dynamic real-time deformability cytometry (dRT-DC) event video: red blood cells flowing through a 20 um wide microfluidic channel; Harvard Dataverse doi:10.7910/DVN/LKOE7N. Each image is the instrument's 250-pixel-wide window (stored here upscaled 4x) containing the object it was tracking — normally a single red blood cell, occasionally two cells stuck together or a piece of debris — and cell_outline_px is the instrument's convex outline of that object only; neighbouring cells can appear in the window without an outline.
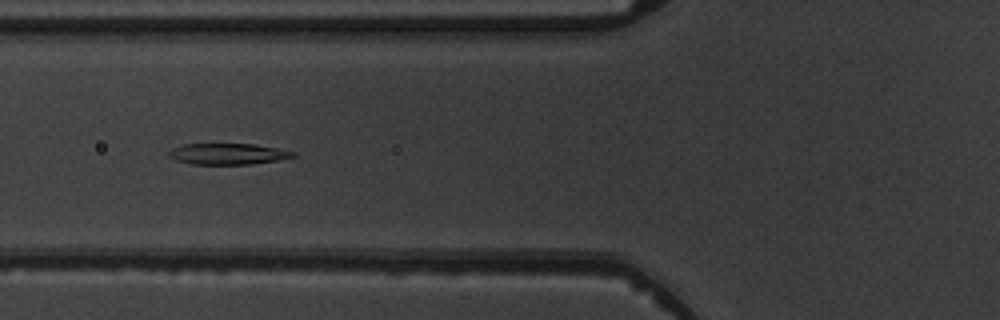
{"species": "common noctule bat (a hibernating species)", "species_latin": "Nyctalus noctula", "temperature_condition": "warm", "stored_images_in_passage": 8, "camera_frame_rate_fps": 3000, "um_per_image_px": 0.085, "animal": {"sex": "male", "body_mass_g": 19.5, "forearm_length_mm": 54.6}, "frame": {"image": 1, "passage_image": 7, "time_ms": 7.667, "image_size_px": [1000, 320], "cell_outline_px": [[296, 156], [276, 160], [252, 164], [192, 164], [176, 160], [168, 156], [168, 152], [172, 148], [184, 144], [252, 144], [276, 148], [296, 152]], "centroid_in_image_um": [19.34, 13.08], "position_along_channel_um": 106.5, "area_um2": 15.14}}
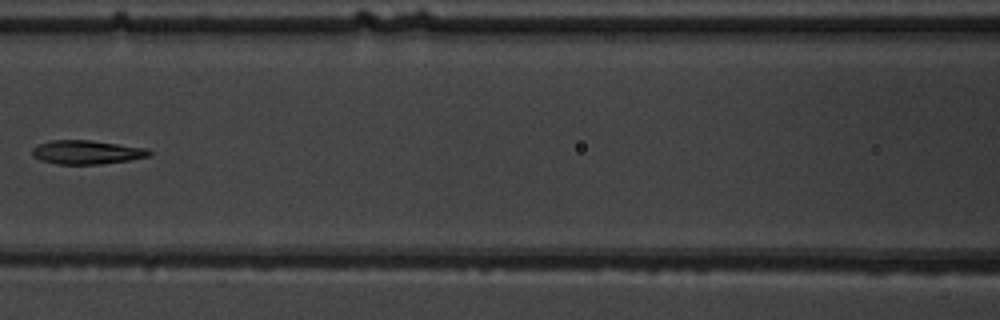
{"frame": {"image": 2, "passage_image": 8, "time_ms": 9.0, "image_size_px": [1000, 320], "cell_outline_px": [[152, 152], [148, 156], [128, 160], [100, 164], [56, 164], [40, 160], [32, 156], [32, 148], [40, 144], [52, 140], [88, 140], [148, 148]], "centroid_in_image_um": [7.35, 12.94], "position_along_channel_um": 159.3, "area_um2": 16.13}}